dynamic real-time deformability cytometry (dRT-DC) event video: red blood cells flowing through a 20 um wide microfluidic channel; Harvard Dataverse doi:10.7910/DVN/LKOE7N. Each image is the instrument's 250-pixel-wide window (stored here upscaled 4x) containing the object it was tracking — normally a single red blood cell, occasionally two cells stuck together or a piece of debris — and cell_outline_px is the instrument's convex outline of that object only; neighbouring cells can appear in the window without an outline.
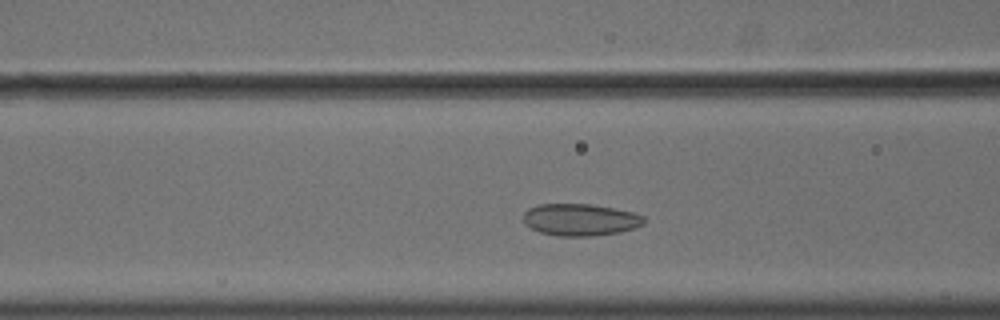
{"species": "common noctule bat (a hibernating species)", "species_latin": "Nyctalus noctula", "temperature_condition": "cold", "stored_images_in_passage": 36, "camera_frame_rate_fps": 3000, "um_per_image_px": 0.085, "animal": {"sex": "male", "body_mass_g": 18.8}, "frame": {"image": 1, "passage_image": 10, "time_ms": 3.0, "image_size_px": [1000, 320], "cell_outline_px": [[644, 224], [620, 232], [592, 236], [556, 236], [540, 232], [524, 224], [524, 212], [528, 208], [540, 204], [592, 204], [632, 212], [644, 216]], "centroid_in_image_um": [49.3, 18.67], "position_along_channel_um": 117.3, "area_um2": 22.43}}
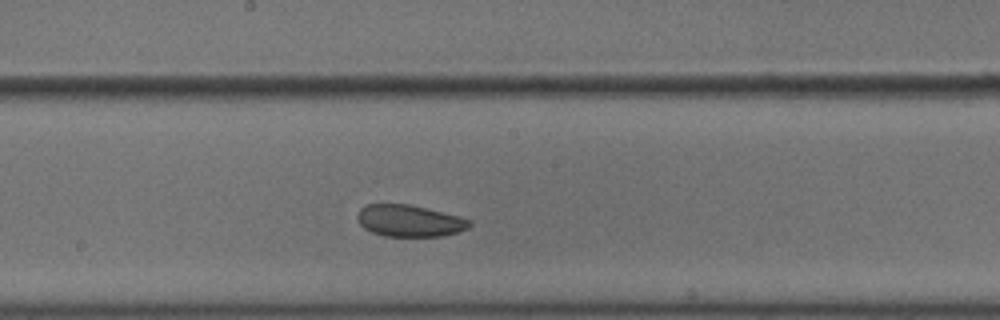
{"frame": {"image": 2, "passage_image": 18, "time_ms": 5.667, "image_size_px": [1000, 320], "cell_outline_px": [[472, 224], [468, 228], [444, 236], [384, 236], [372, 232], [364, 228], [360, 224], [356, 216], [360, 208], [364, 204], [408, 204], [472, 220]], "centroid_in_image_um": [34.76, 18.77], "position_along_channel_um": 213.4, "area_um2": 20.58}}
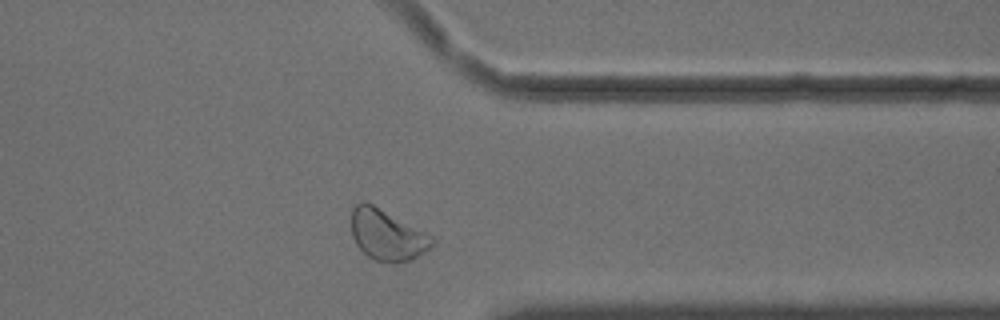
{"frame": {"image": 3, "passage_image": 32, "time_ms": 10.333, "image_size_px": [1000, 320], "cell_outline_px": [[436, 240], [428, 248], [416, 256], [408, 260], [396, 264], [392, 264], [376, 260], [368, 256], [356, 244], [352, 236], [352, 208], [360, 200], [372, 204], [432, 236]], "centroid_in_image_um": [32.86, 19.98], "position_along_channel_um": 378.5, "area_um2": 23.47}, "authors_computed_cell_mechanics": {"area_um2": 22.3397, "velocity_mm_per_s": 3.6039, "shape_relaxation_time_tau1_ms": null, "shape_relaxation_time_tau2_ms": 5.3826, "deformation_change_tau1": null, "deformation_change_tau2": 0.0883}}